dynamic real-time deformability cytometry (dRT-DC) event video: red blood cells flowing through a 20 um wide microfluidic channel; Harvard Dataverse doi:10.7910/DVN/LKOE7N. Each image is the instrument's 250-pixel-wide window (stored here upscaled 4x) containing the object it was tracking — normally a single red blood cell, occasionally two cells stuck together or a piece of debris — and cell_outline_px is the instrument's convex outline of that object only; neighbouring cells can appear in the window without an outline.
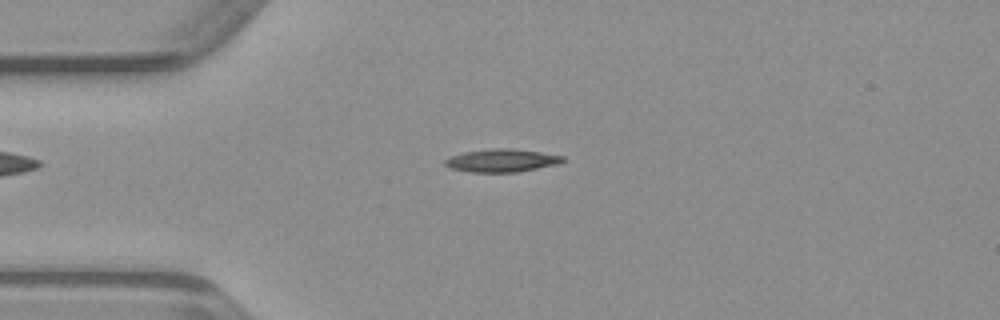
{"species": "common noctule bat (a hibernating species)", "species_latin": "Nyctalus noctula", "temperature_condition": "warm", "stored_images_in_passage": 48, "camera_frame_rate_fps": 3000, "um_per_image_px": 0.085, "animal": {"sex": "male", "body_mass_g": 23.1, "forearm_length_mm": 52.7}, "frame": {"image": 1, "passage_image": 11, "time_ms": 3.333, "image_size_px": [1000, 320], "cell_outline_px": [[568, 160], [560, 164], [516, 172], [468, 172], [452, 168], [444, 164], [444, 160], [448, 156], [464, 152], [488, 148], [512, 148], [540, 152], [564, 156]], "centroid_in_image_um": [42.67, 13.63], "position_along_channel_um": 42.3, "area_um2": 16.01}}
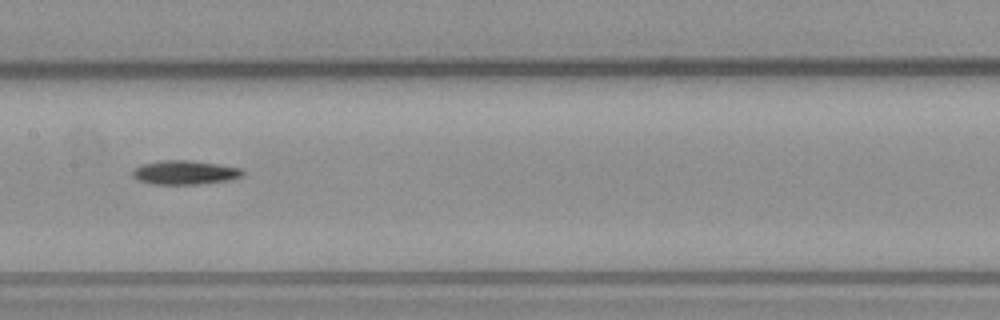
{"frame": {"image": 2, "passage_image": 23, "time_ms": 7.333, "image_size_px": [1000, 320], "cell_outline_px": [[244, 176], [232, 180], [200, 184], [152, 184], [136, 180], [132, 176], [132, 172], [136, 168], [144, 164], [160, 160], [188, 160], [216, 164], [240, 168], [244, 172]], "centroid_in_image_um": [15.72, 14.67], "position_along_channel_um": 191.7, "area_um2": 15.43}}
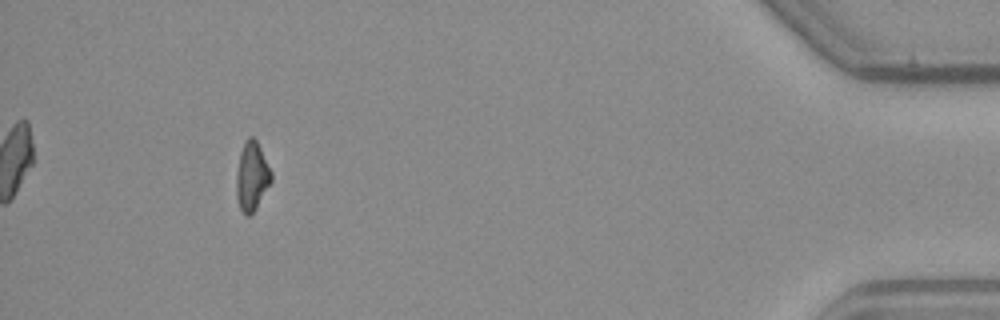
{"frame": {"image": 3, "passage_image": 44, "time_ms": 14.333, "image_size_px": [1000, 320], "cell_outline_px": [[272, 180], [256, 208], [248, 216], [244, 216], [240, 208], [236, 196], [236, 172], [240, 152], [244, 140], [248, 136], [252, 136], [256, 140], [272, 172]], "centroid_in_image_um": [21.39, 14.98], "position_along_channel_um": 413.8, "area_um2": 14.05}}